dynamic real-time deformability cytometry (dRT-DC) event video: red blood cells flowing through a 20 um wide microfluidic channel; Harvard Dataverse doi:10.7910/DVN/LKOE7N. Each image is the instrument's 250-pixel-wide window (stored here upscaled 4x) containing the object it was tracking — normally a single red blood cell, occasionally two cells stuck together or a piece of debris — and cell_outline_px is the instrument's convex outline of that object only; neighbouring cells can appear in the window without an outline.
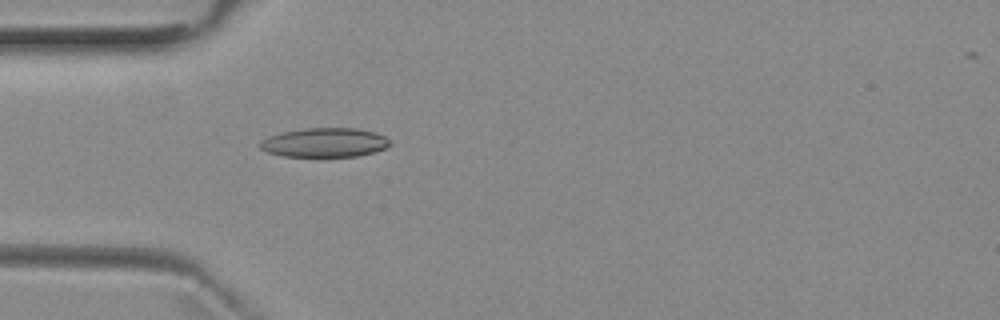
{"species": "common noctule bat (a hibernating species)", "species_latin": "Nyctalus noctula", "temperature_condition": "room temperature", "stored_images_in_passage": 4, "camera_frame_rate_fps": 3000, "um_per_image_px": 0.085, "animal": {"sex": "female", "body_mass_g": 29.2, "forearm_length_mm": 56.3}, "frame": {"image": 1, "passage_image": 4, "time_ms": 3.667, "image_size_px": [1000, 320], "cell_outline_px": [[392, 144], [384, 148], [372, 152], [356, 156], [284, 156], [268, 152], [260, 148], [260, 140], [268, 136], [280, 132], [304, 128], [356, 128], [372, 132], [384, 136]], "centroid_in_image_um": [27.55, 12.1], "position_along_channel_um": 57.5, "area_um2": 21.91}}